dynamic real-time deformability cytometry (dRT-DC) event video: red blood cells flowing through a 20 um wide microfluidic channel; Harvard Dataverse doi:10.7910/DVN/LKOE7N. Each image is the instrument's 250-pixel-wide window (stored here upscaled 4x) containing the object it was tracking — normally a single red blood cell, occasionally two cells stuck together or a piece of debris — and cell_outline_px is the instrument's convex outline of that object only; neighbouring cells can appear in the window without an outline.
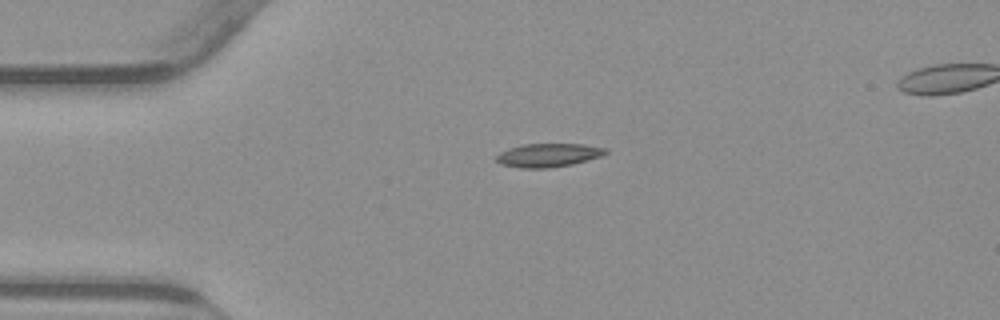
{"species": "common noctule bat (a hibernating species)", "species_latin": "Nyctalus noctula", "temperature_condition": "warm", "stored_images_in_passage": 34, "camera_frame_rate_fps": 3000, "um_per_image_px": 0.085, "animal": {"sex": "male", "body_mass_g": 23.1, "forearm_length_mm": 52.7}, "frame": {"image": 1, "passage_image": 1, "time_ms": 0.0, "image_size_px": [1000, 320], "cell_outline_px": [[608, 152], [600, 156], [572, 164], [548, 168], [520, 168], [500, 164], [496, 160], [496, 156], [500, 152], [508, 148], [524, 144], [584, 144], [608, 148]], "centroid_in_image_um": [46.59, 13.18], "position_along_channel_um": 38.4, "area_um2": 14.97}}
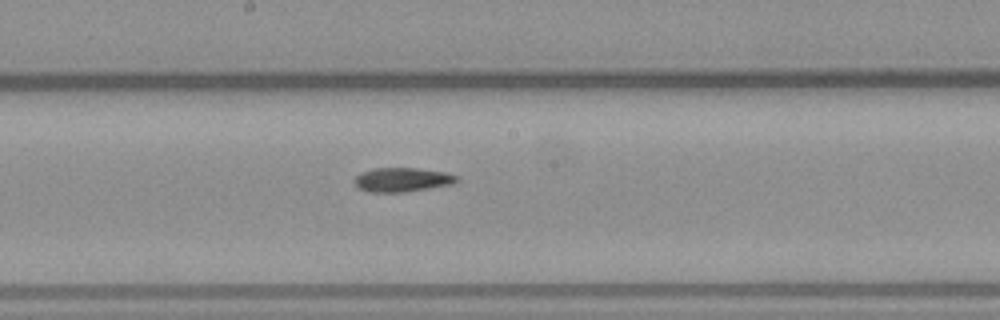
{"frame": {"image": 2, "passage_image": 17, "time_ms": 5.333, "image_size_px": [1000, 320], "cell_outline_px": [[460, 180], [452, 184], [404, 192], [368, 192], [360, 188], [352, 180], [360, 172], [372, 168], [416, 168], [444, 172], [456, 176]], "centroid_in_image_um": [34.15, 15.27], "position_along_channel_um": 214.1, "area_um2": 14.33}}
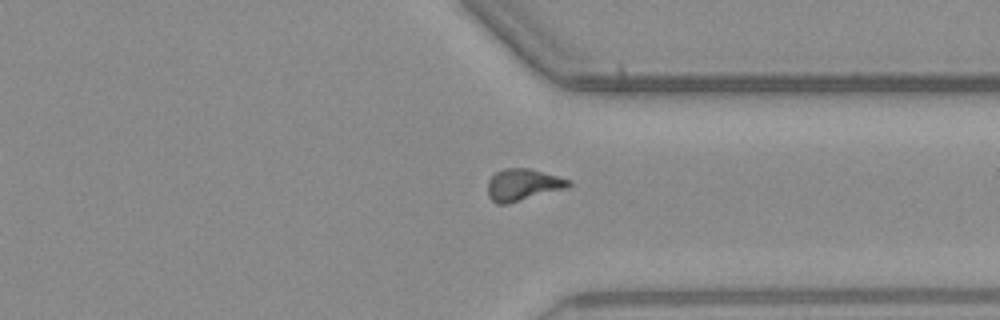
{"frame": {"image": 3, "passage_image": 29, "time_ms": 9.333, "image_size_px": [1000, 320], "cell_outline_px": [[572, 184], [564, 188], [508, 204], [496, 204], [488, 196], [488, 180], [496, 172], [504, 168], [528, 168], [572, 180]], "centroid_in_image_um": [44.42, 15.7], "position_along_channel_um": 367.0, "area_um2": 14.85}}